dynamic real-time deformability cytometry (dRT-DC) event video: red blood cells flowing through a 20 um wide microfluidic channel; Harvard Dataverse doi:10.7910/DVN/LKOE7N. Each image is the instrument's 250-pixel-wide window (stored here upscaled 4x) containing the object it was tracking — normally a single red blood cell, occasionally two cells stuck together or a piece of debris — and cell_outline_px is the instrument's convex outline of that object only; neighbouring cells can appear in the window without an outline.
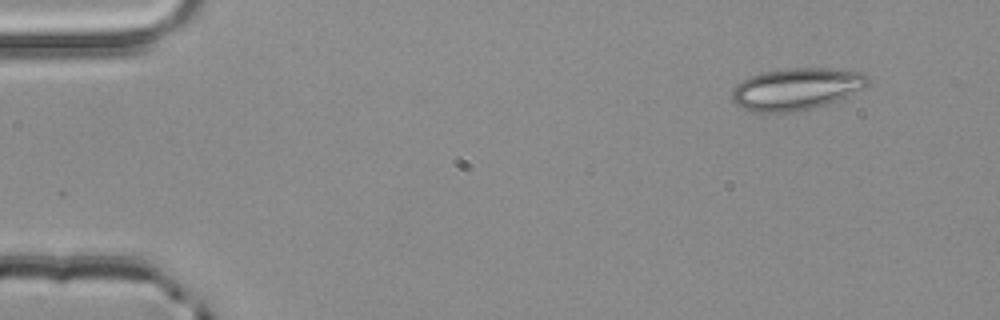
{"species": "common noctule bat (a hibernating species)", "species_latin": "Nyctalus noctula", "temperature_condition": "room temperature", "stored_images_in_passage": 4, "camera_frame_rate_fps": 3000, "um_per_image_px": 0.085, "animal": {"sex": "male", "body_mass_g": 20.4}, "frame": {"image": 1, "passage_image": 4, "time_ms": 1.0, "image_size_px": [1000, 320], "cell_outline_px": [[872, 80], [864, 88], [836, 100], [812, 108], [792, 112], [752, 112], [736, 104], [732, 100], [732, 88], [736, 84], [748, 76], [764, 72], [784, 68], [828, 68], [864, 72]], "centroid_in_image_um": [67.68, 7.54], "position_along_channel_um": 17.3, "area_um2": 33.29}}